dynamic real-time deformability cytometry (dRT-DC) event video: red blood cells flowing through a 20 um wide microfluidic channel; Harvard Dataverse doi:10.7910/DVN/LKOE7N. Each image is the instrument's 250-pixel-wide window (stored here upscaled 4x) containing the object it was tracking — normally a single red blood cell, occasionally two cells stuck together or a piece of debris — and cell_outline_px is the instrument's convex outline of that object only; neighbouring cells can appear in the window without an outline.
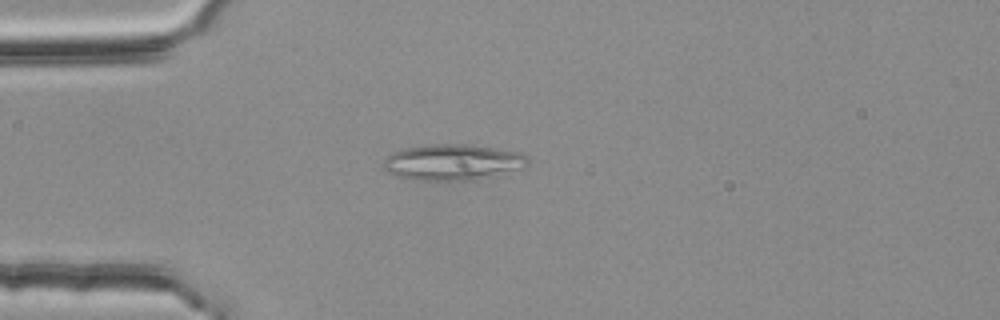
{"species": "common noctule bat (a hibernating species)", "species_latin": "Nyctalus noctula", "temperature_condition": "room temperature", "stored_images_in_passage": 44, "segment_of_instrument_passage": [1, 2], "camera_frame_rate_fps": 3000, "um_per_image_px": 0.085, "animal": {"sex": "female", "body_mass_g": 25.1}, "frame": {"image": 1, "passage_image": 4, "time_ms": 1.0, "image_size_px": [1000, 320], "cell_outline_px": [[528, 160], [524, 168], [476, 180], [416, 180], [400, 176], [388, 172], [384, 168], [384, 156], [392, 152], [404, 148], [428, 144], [468, 144], [496, 148], [520, 152], [528, 156]], "centroid_in_image_um": [38.49, 13.77], "position_along_channel_um": 46.5, "area_um2": 30.4}}